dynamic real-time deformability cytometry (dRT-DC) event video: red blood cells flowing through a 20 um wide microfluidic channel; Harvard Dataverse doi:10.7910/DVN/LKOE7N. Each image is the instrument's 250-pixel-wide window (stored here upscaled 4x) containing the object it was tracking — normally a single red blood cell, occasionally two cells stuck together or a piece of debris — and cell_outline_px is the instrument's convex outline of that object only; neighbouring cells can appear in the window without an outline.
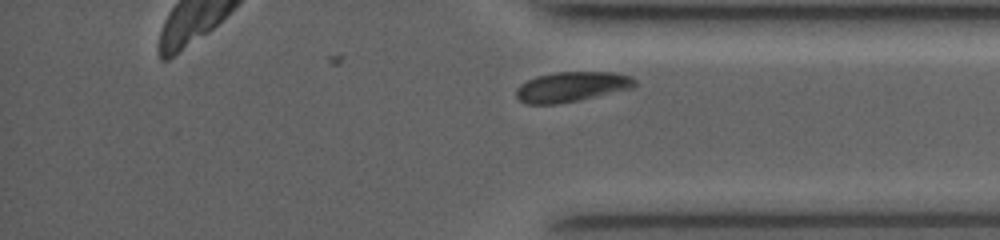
{"species": "common noctule bat (a hibernating species)", "species_latin": "Nyctalus noctula", "temperature_condition": "room temperature", "stored_images_in_passage": 14, "camera_frame_rate_fps": 4000, "um_per_image_px": 0.085, "animal": {"sex": "female", "body_mass_g": 19.0, "forearm_length_mm": 53.3}, "frame": {"image": 1, "passage_image": 14, "time_ms": 9.0, "image_size_px": [1000, 240], "cell_outline_px": [[636, 84], [632, 88], [580, 100], [556, 104], [524, 104], [516, 96], [516, 88], [520, 84], [536, 76], [556, 72], [612, 72], [632, 76], [636, 80]], "centroid_in_image_um": [48.58, 7.37], "position_along_channel_um": 386.6, "area_um2": 20.81}}